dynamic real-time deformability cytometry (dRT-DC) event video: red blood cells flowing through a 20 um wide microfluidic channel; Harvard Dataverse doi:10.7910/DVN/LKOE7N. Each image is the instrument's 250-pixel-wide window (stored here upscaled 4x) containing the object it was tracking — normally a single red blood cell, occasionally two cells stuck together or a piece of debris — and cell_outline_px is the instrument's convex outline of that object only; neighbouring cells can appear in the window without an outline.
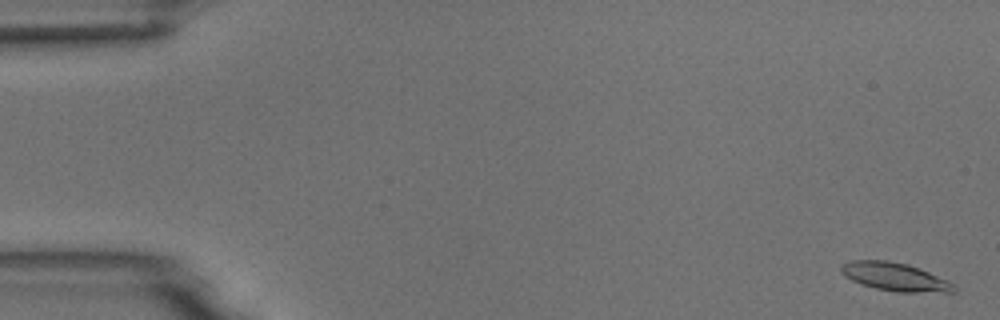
{"species": "common noctule bat (a hibernating species)", "species_latin": "Nyctalus noctula", "temperature_condition": "room temperature", "stored_images_in_passage": 57, "segment_of_instrument_passage": [1, 2], "camera_frame_rate_fps": 3000, "um_per_image_px": 0.085, "animal": {"sex": "male", "body_mass_g": 18.8}, "frame": {"image": 1, "passage_image": 2, "time_ms": 0.333, "image_size_px": [1000, 320], "cell_outline_px": [[956, 292], [896, 292], [876, 288], [860, 284], [844, 276], [840, 272], [840, 264], [848, 260], [888, 260], [908, 264], [920, 268], [948, 280], [956, 284]], "centroid_in_image_um": [76.06, 23.52], "position_along_channel_um": 8.9, "area_um2": 18.9}}
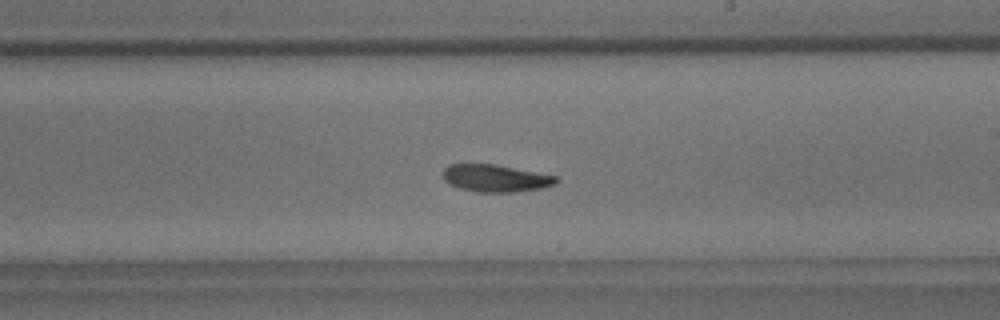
{"frame": {"image": 2, "passage_image": 33, "time_ms": 10.667, "image_size_px": [1000, 320], "cell_outline_px": [[560, 180], [556, 184], [544, 188], [516, 192], [476, 192], [460, 188], [444, 180], [444, 168], [448, 164], [496, 164], [560, 176]], "centroid_in_image_um": [42.22, 15.15], "position_along_channel_um": 246.8, "area_um2": 18.26}}
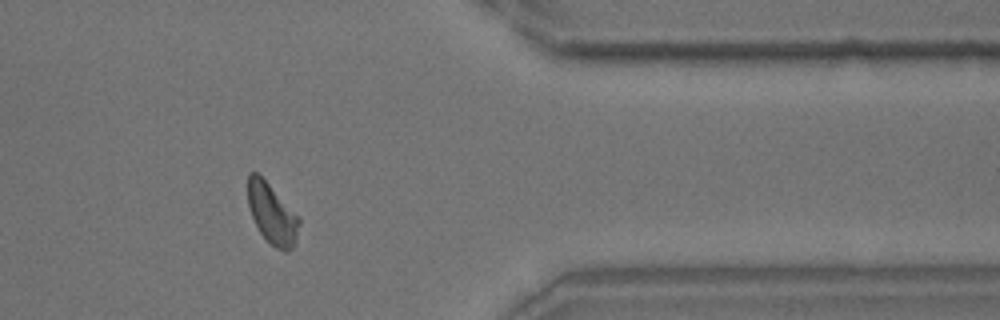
{"frame": {"image": 3, "passage_image": 46, "time_ms": 15.0, "image_size_px": [1000, 320], "cell_outline_px": [[300, 224], [296, 240], [292, 248], [288, 252], [284, 252], [276, 248], [260, 232], [252, 216], [248, 204], [248, 172], [256, 172], [300, 216]], "centroid_in_image_um": [23.15, 18.19], "position_along_channel_um": 388.3, "area_um2": 17.86}}